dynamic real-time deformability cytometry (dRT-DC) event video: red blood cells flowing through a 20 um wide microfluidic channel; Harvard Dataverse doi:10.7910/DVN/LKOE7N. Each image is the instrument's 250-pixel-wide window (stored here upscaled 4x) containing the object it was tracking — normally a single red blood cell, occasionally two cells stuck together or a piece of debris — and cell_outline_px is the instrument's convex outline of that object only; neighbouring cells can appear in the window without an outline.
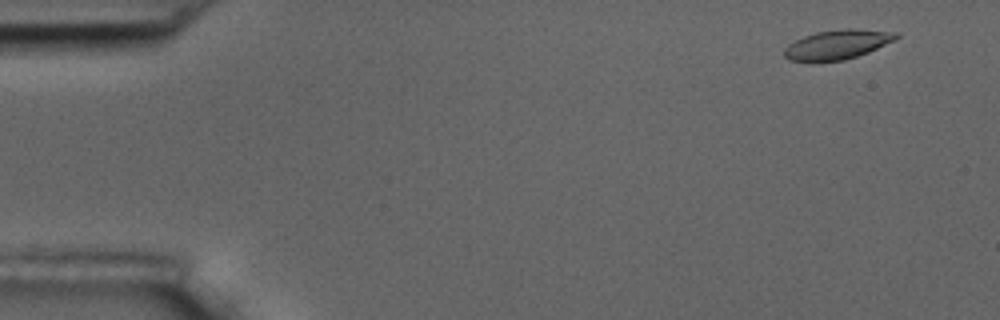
{"species": "common noctule bat (a hibernating species)", "species_latin": "Nyctalus noctula", "temperature_condition": "room temperature", "stored_images_in_passage": 6, "camera_frame_rate_fps": 3000, "um_per_image_px": 0.085, "animal": {"sex": "male", "body_mass_g": 17.5, "forearm_length_mm": 52.3}, "frame": {"image": 1, "passage_image": 1, "time_ms": 0.0, "image_size_px": [1000, 320], "cell_outline_px": [[900, 36], [896, 40], [868, 52], [844, 60], [812, 64], [788, 60], [784, 56], [784, 48], [788, 44], [804, 36], [816, 32], [848, 28], [852, 28], [900, 32]], "centroid_in_image_um": [71.16, 3.81], "position_along_channel_um": 13.8, "area_um2": 19.83}}
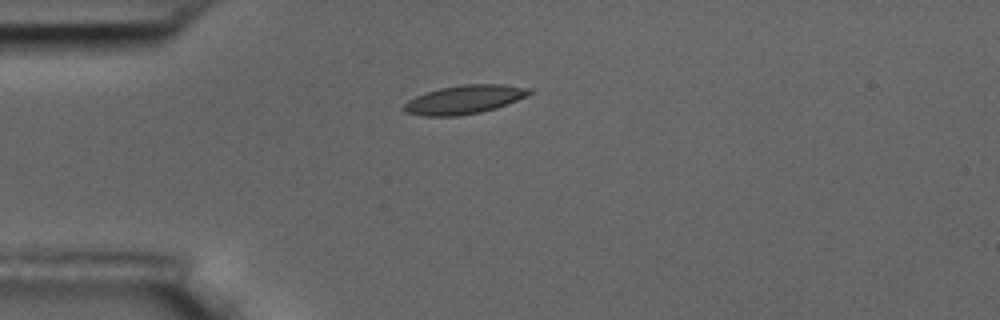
{"frame": {"image": 2, "passage_image": 4, "time_ms": 3.667, "image_size_px": [1000, 320], "cell_outline_px": [[532, 92], [508, 104], [496, 108], [480, 112], [460, 116], [424, 116], [404, 112], [400, 108], [408, 100], [416, 96], [440, 88], [460, 84], [504, 84], [532, 88]], "centroid_in_image_um": [39.44, 8.46], "position_along_channel_um": 45.6, "area_um2": 21.04}}